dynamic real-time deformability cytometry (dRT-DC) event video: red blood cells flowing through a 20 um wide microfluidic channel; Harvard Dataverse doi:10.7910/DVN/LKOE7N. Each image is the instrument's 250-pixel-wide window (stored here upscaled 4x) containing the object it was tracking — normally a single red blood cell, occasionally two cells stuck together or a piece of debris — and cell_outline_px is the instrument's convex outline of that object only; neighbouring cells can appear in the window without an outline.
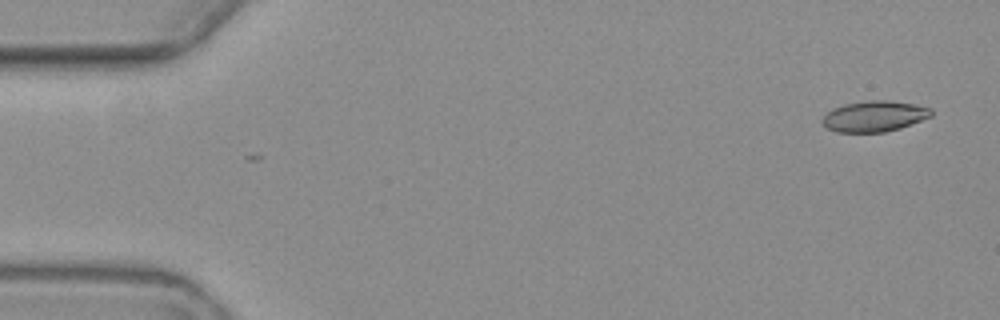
{"species": "common noctule bat (a hibernating species)", "species_latin": "Nyctalus noctula", "temperature_condition": "warm", "stored_images_in_passage": 2, "camera_frame_rate_fps": 3000, "um_per_image_px": 0.085, "animal": {"sex": "female", "body_mass_g": 19.3, "forearm_length_mm": 54.1}, "frame": {"image": 1, "passage_image": 2, "time_ms": 1.333, "image_size_px": [1000, 320], "cell_outline_px": [[932, 116], [900, 128], [884, 132], [836, 132], [828, 128], [820, 120], [832, 108], [844, 104], [864, 100], [888, 100], [916, 104], [932, 108]], "centroid_in_image_um": [74.32, 9.87], "position_along_channel_um": 10.7, "area_um2": 19.65}}